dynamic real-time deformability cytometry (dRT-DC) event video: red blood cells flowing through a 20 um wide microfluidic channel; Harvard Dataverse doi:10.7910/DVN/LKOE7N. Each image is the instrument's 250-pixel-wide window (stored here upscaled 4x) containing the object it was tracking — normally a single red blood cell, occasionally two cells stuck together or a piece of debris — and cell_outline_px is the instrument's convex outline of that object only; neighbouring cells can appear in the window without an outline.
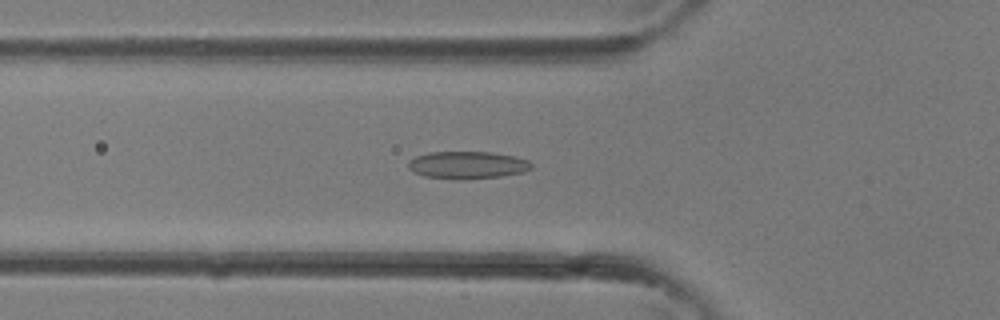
{"species": "common noctule bat (a hibernating species)", "species_latin": "Nyctalus noctula", "temperature_condition": "room temperature", "stored_images_in_passage": 27, "camera_frame_rate_fps": 3000, "um_per_image_px": 0.085, "animal": {"sex": "female"}, "frame": {"image": 1, "passage_image": 4, "time_ms": 1.0, "image_size_px": [1000, 320], "cell_outline_px": [[532, 168], [524, 172], [500, 176], [464, 180], [456, 180], [424, 176], [412, 172], [408, 168], [408, 160], [416, 156], [428, 152], [492, 152], [516, 156], [528, 160], [532, 164]], "centroid_in_image_um": [39.71, 14.03], "position_along_channel_um": 86.1, "area_um2": 20.0}}
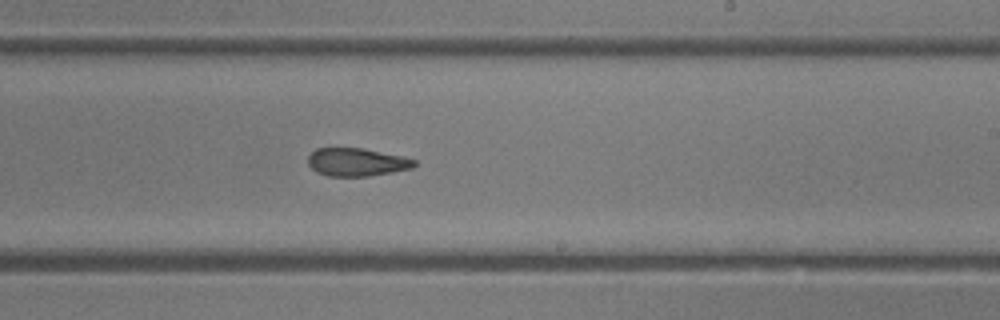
{"frame": {"image": 2, "passage_image": 13, "time_ms": 4.0, "image_size_px": [1000, 320], "cell_outline_px": [[416, 164], [412, 168], [392, 172], [368, 176], [328, 176], [316, 172], [308, 164], [308, 156], [316, 148], [364, 148], [400, 156], [416, 160]], "centroid_in_image_um": [30.29, 13.78], "position_along_channel_um": 258.7, "area_um2": 17.28}}
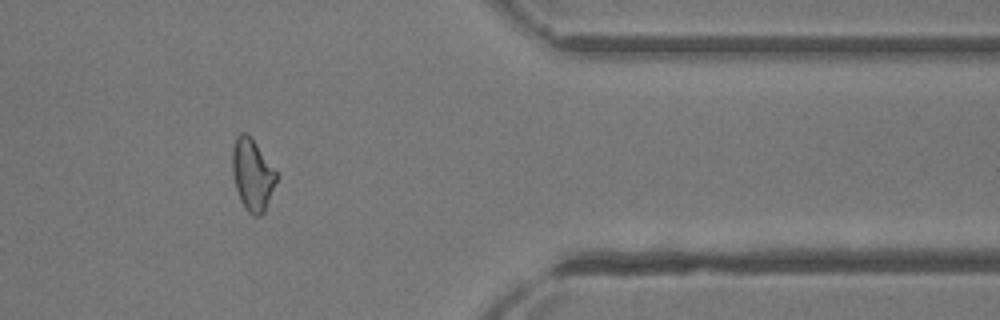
{"frame": {"image": 3, "passage_image": 21, "time_ms": 6.667, "image_size_px": [1000, 320], "cell_outline_px": [[276, 180], [264, 212], [260, 216], [252, 216], [244, 208], [240, 200], [236, 188], [232, 172], [232, 148], [236, 136], [240, 132], [244, 132], [256, 144], [276, 172]], "centroid_in_image_um": [21.41, 14.87], "position_along_channel_um": 390.0, "area_um2": 18.03}}